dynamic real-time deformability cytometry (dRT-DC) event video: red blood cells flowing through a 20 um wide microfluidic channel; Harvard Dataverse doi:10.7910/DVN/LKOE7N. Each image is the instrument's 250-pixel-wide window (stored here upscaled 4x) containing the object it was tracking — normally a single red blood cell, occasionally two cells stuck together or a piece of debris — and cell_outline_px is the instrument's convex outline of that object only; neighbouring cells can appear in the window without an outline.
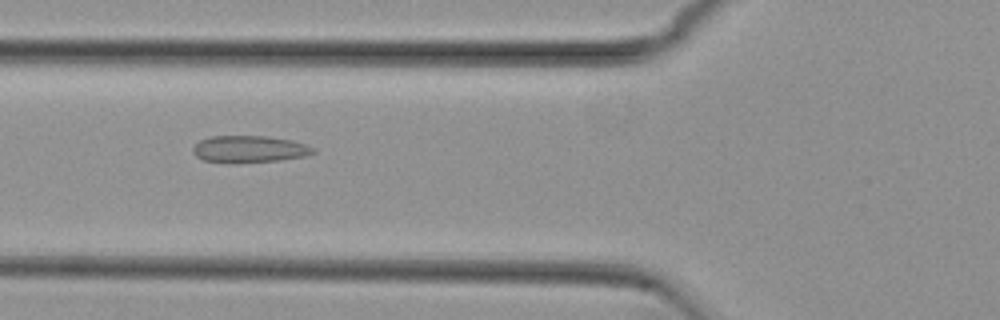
{"species": "common noctule bat (a hibernating species)", "species_latin": "Nyctalus noctula", "temperature_condition": "cold", "stored_images_in_passage": 37, "camera_frame_rate_fps": 3000, "um_per_image_px": 0.085, "animal": {"sex": "female", "body_mass_g": 29.2, "forearm_length_mm": 56.3}, "frame": {"image": 1, "passage_image": 3, "time_ms": 0.667, "image_size_px": [1000, 320], "cell_outline_px": [[316, 152], [304, 156], [280, 160], [236, 164], [228, 164], [204, 160], [196, 156], [192, 152], [192, 148], [200, 140], [208, 136], [268, 136], [292, 140], [316, 148]], "centroid_in_image_um": [21.17, 12.69], "position_along_channel_um": 104.6, "area_um2": 19.25}}
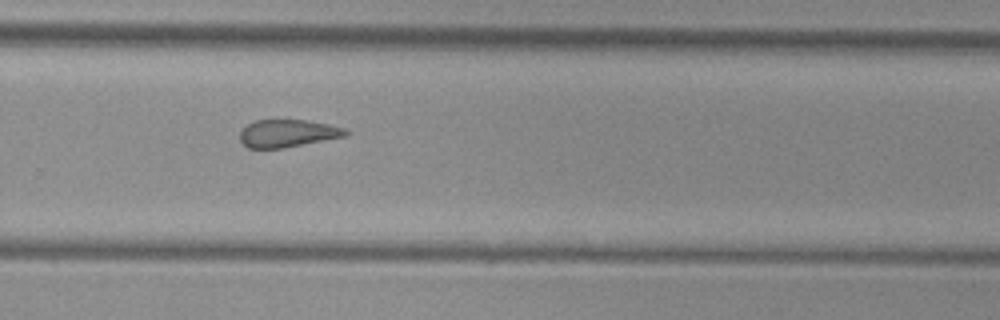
{"frame": {"image": 2, "passage_image": 19, "time_ms": 6.0, "image_size_px": [1000, 320], "cell_outline_px": [[352, 132], [348, 136], [284, 148], [248, 148], [240, 140], [240, 132], [248, 124], [256, 120], [284, 116], [328, 124], [344, 128]], "centroid_in_image_um": [24.48, 11.29], "position_along_channel_um": 305.3, "area_um2": 17.8}}
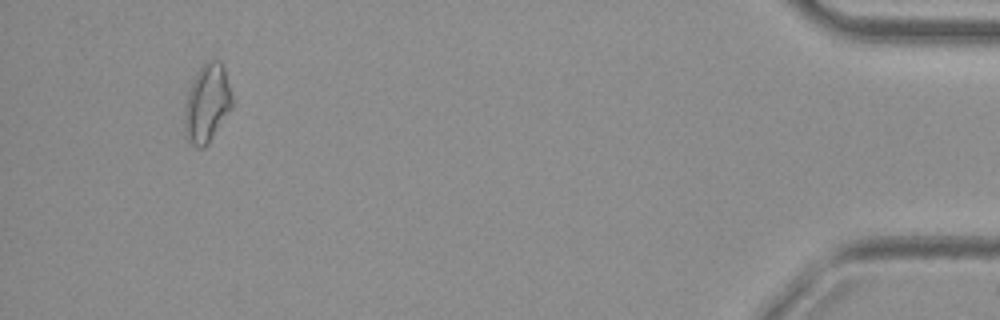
{"frame": {"image": 3, "passage_image": 34, "time_ms": 11.0, "image_size_px": [1000, 320], "cell_outline_px": [[232, 108], [208, 144], [204, 148], [196, 148], [188, 140], [184, 128], [184, 108], [188, 88], [200, 68], [208, 60], [220, 60], [224, 68], [232, 96]], "centroid_in_image_um": [17.59, 8.81], "position_along_channel_um": 417.6, "area_um2": 21.73}}